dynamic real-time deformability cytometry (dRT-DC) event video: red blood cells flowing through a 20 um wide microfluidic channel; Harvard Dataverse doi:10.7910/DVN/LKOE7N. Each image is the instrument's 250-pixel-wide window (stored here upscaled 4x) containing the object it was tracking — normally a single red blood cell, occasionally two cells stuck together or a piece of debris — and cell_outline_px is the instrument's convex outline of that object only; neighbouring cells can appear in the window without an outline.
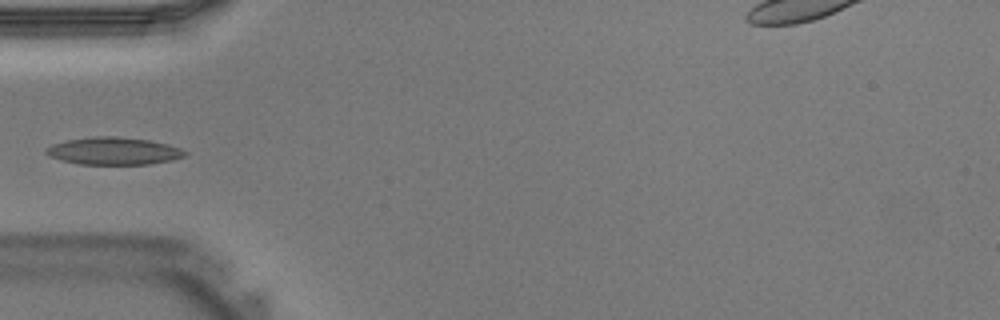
{"species": "Egyptian fruit bat (a non-hibernating species)", "species_latin": "Rousettus aegyptiacus", "temperature_condition": "warm", "stored_images_in_passage": 29, "camera_frame_rate_fps": 3000, "um_per_image_px": 0.085, "animal": {"sex": "male"}, "frame": {"image": 1, "passage_image": 1, "time_ms": 0.0, "image_size_px": [1000, 320], "cell_outline_px": [[188, 152], [184, 156], [172, 160], [148, 164], [80, 164], [48, 156], [44, 152], [44, 148], [52, 144], [64, 140], [92, 136], [116, 136], [148, 140], [168, 144], [180, 148]], "centroid_in_image_um": [9.62, 12.82], "position_along_channel_um": 75.4, "area_um2": 22.25}}
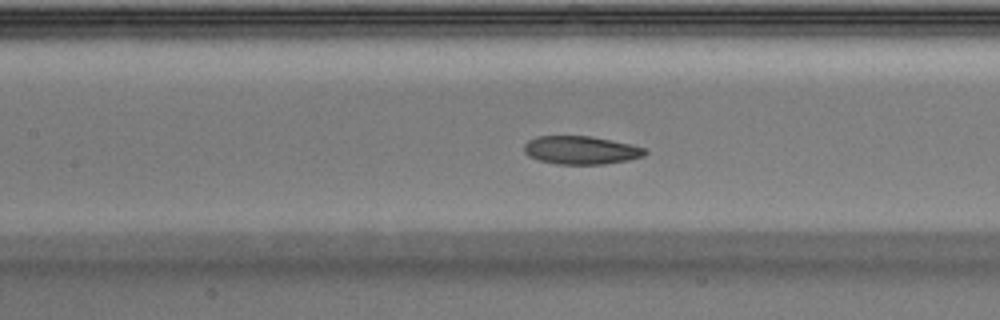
{"frame": {"image": 2, "passage_image": 6, "time_ms": 1.667, "image_size_px": [1000, 320], "cell_outline_px": [[648, 152], [644, 156], [628, 160], [604, 164], [556, 164], [540, 160], [528, 156], [524, 152], [524, 144], [528, 140], [536, 136], [592, 136], [632, 144], [644, 148]], "centroid_in_image_um": [49.38, 12.76], "position_along_channel_um": 158.0, "area_um2": 20.0}}
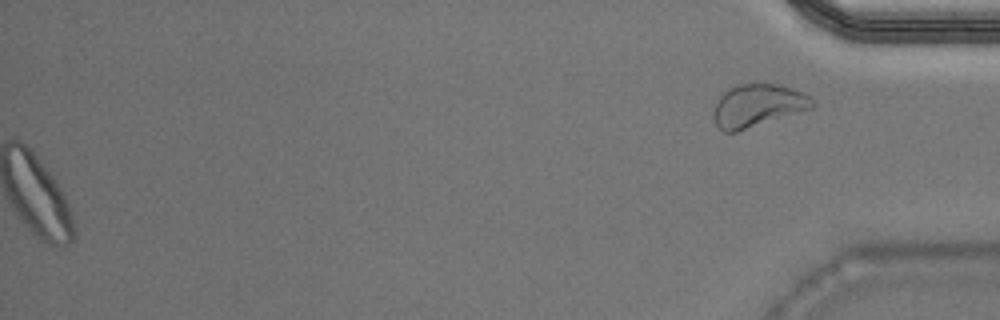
{"frame": {"image": 3, "passage_image": 29, "time_ms": 9.333, "image_size_px": [1000, 320], "cell_outline_px": [[816, 104], [812, 108], [736, 132], [724, 132], [716, 124], [712, 116], [712, 108], [716, 100], [728, 88], [740, 84], [756, 80], [780, 84], [804, 92]], "centroid_in_image_um": [64.37, 8.92], "position_along_channel_um": 370.8, "area_um2": 25.2}}